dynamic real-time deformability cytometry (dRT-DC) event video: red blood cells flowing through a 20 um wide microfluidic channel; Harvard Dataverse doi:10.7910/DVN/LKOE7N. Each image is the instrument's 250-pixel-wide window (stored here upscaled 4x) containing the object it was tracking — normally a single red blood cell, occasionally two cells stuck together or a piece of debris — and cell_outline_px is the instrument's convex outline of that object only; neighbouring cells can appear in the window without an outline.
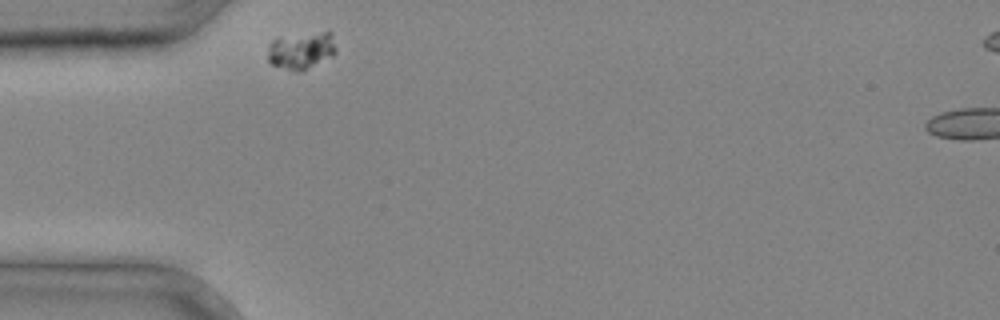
{"species": "common noctule bat (a hibernating species)", "species_latin": "Nyctalus noctula", "temperature_condition": "cold", "stored_images_in_passage": 22, "camera_frame_rate_fps": 3000, "um_per_image_px": 0.085, "animal": {"sex": "male", "body_mass_g": 20.4}, "frame": {"image": 1, "passage_image": 1, "time_ms": 0.0, "image_size_px": [1000, 320], "cell_outline_px": [[336, 52], [332, 56], [300, 72], [296, 72], [272, 64], [268, 60], [268, 44], [272, 40], [324, 32], [332, 32], [336, 48]], "centroid_in_image_um": [25.63, 4.33], "position_along_channel_um": 59.4, "area_um2": 14.28}}
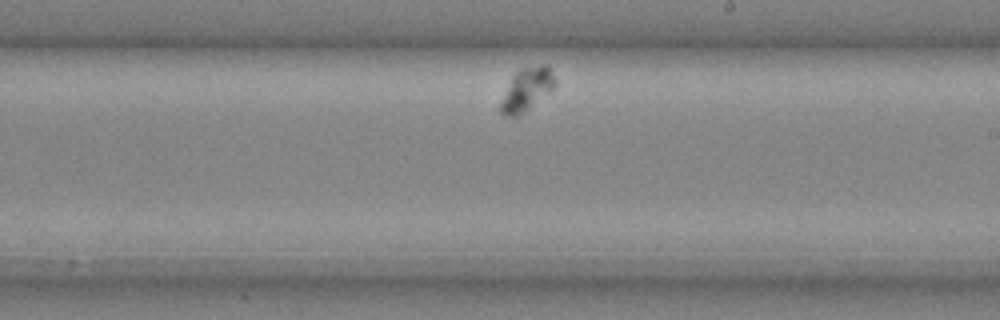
{"frame": {"image": 2, "passage_image": 14, "time_ms": 4.333, "image_size_px": [1000, 320], "cell_outline_px": [[556, 84], [548, 92], [524, 112], [516, 116], [504, 116], [500, 112], [500, 104], [512, 76], [520, 68], [544, 64], [548, 68], [556, 80]], "centroid_in_image_um": [44.75, 7.59], "position_along_channel_um": 244.3, "area_um2": 13.12}}
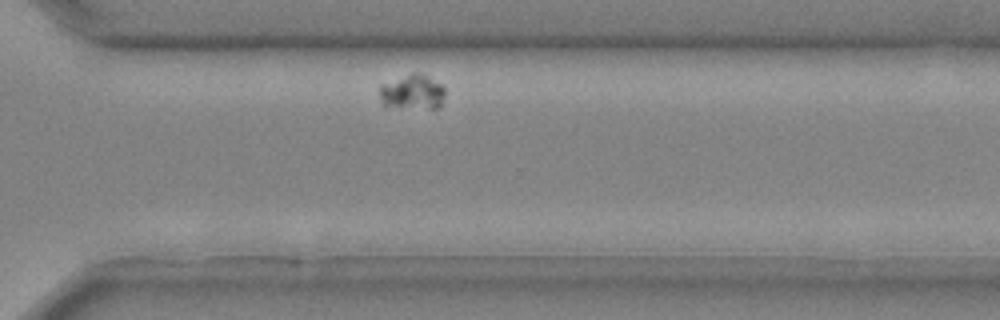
{"frame": {"image": 3, "passage_image": 20, "time_ms": 6.333, "image_size_px": [1000, 320], "cell_outline_px": [[444, 96], [440, 104], [436, 108], [428, 108], [384, 104], [380, 100], [380, 84], [412, 72], [416, 72], [440, 84], [444, 88]], "centroid_in_image_um": [35.03, 7.79], "position_along_channel_um": 335.6, "area_um2": 12.72}}